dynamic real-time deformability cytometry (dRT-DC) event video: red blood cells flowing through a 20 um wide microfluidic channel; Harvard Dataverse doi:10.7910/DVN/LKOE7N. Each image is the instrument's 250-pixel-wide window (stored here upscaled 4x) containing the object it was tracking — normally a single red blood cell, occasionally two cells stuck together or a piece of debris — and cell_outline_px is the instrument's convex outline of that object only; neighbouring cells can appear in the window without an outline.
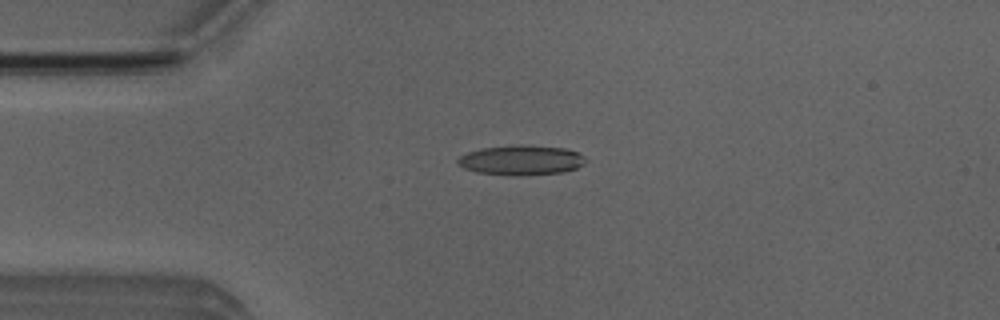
{"species": "Egyptian fruit bat (a non-hibernating species)", "species_latin": "Rousettus aegyptiacus", "temperature_condition": "room temperature", "stored_images_in_passage": 51, "camera_frame_rate_fps": 3000, "um_per_image_px": 0.085, "animal": {"sex": "male"}, "frame": {"image": 1, "passage_image": 12, "time_ms": 3.667, "image_size_px": [1000, 320], "cell_outline_px": [[588, 160], [584, 164], [576, 168], [560, 172], [508, 176], [476, 172], [464, 168], [456, 164], [456, 160], [460, 156], [468, 152], [484, 148], [564, 148], [576, 152], [584, 156]], "centroid_in_image_um": [44.27, 13.67], "position_along_channel_um": 40.7, "area_um2": 21.04}}
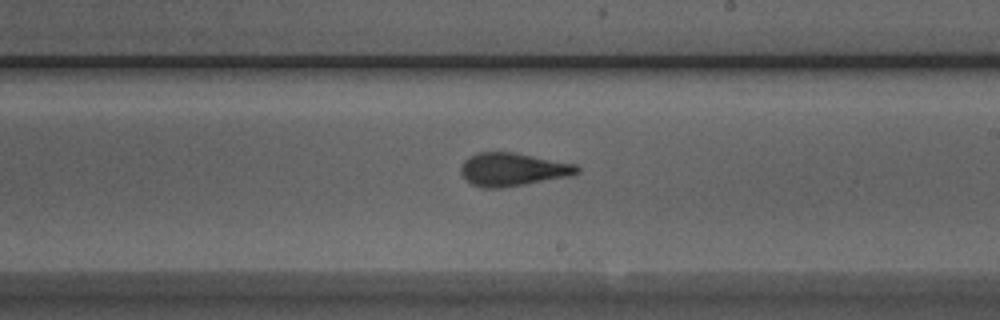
{"frame": {"image": 2, "passage_image": 29, "time_ms": 9.333, "image_size_px": [1000, 320], "cell_outline_px": [[580, 172], [572, 176], [500, 188], [484, 188], [472, 184], [460, 172], [460, 168], [464, 160], [476, 152], [512, 152], [576, 164], [580, 168]], "centroid_in_image_um": [43.6, 14.4], "position_along_channel_um": 245.4, "area_um2": 22.37}}
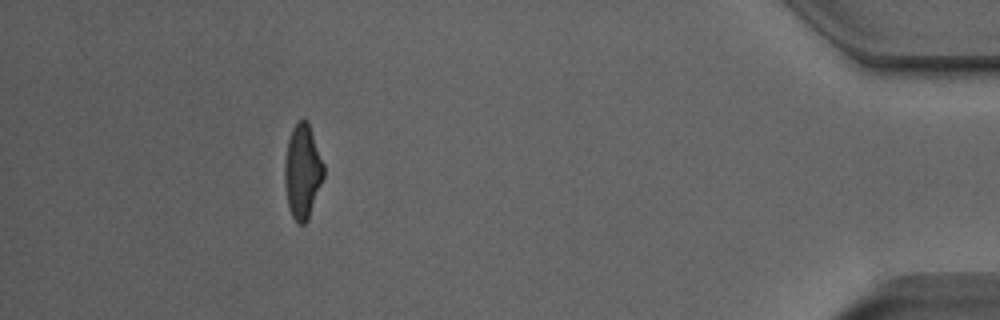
{"frame": {"image": 3, "passage_image": 46, "time_ms": 15.0, "image_size_px": [1000, 320], "cell_outline_px": [[324, 176], [308, 220], [304, 224], [296, 224], [288, 208], [284, 184], [284, 168], [288, 140], [292, 128], [304, 116], [308, 120], [324, 164]], "centroid_in_image_um": [25.71, 14.58], "position_along_channel_um": 409.5, "area_um2": 21.68}, "authors_computed_cell_mechanics": {"area_um2": 21.8484, "velocity_mm_per_s": 4.0123, "shape_relaxation_time_tau1_ms": 6.891, "shape_relaxation_time_tau2_ms": 1.4942, "deformation_change_tau1": 0.2255, "deformation_change_tau2": 0.1133}}